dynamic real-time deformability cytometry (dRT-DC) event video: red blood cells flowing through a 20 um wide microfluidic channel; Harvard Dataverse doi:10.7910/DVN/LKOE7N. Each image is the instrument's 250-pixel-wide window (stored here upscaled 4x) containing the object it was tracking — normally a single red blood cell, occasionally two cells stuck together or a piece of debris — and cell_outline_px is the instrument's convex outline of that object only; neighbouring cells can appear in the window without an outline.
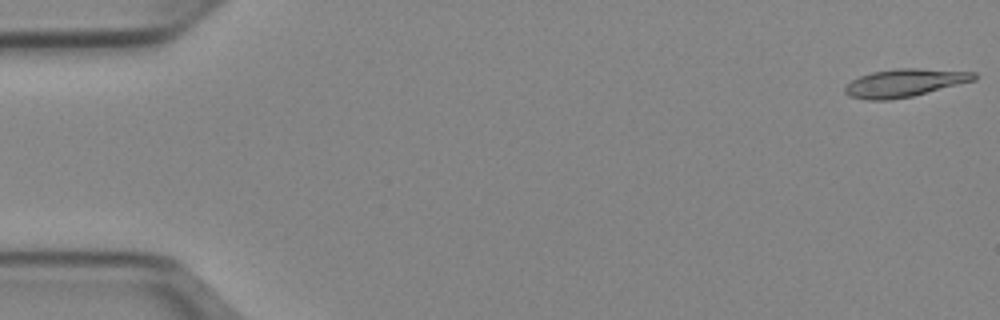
{"species": "Egyptian fruit bat (a non-hibernating species)", "species_latin": "Rousettus aegyptiacus", "temperature_condition": "cold", "stored_images_in_passage": 51, "camera_frame_rate_fps": 3000, "um_per_image_px": 0.085, "animal": {"sex": "female"}, "frame": {"image": 1, "passage_image": 1, "time_ms": 0.0, "image_size_px": [1000, 320], "cell_outline_px": [[976, 80], [912, 96], [888, 100], [868, 100], [848, 96], [844, 92], [844, 84], [860, 76], [872, 72], [896, 68], [920, 68], [976, 72]], "centroid_in_image_um": [76.86, 7.04], "position_along_channel_um": 8.1, "area_um2": 21.1}}
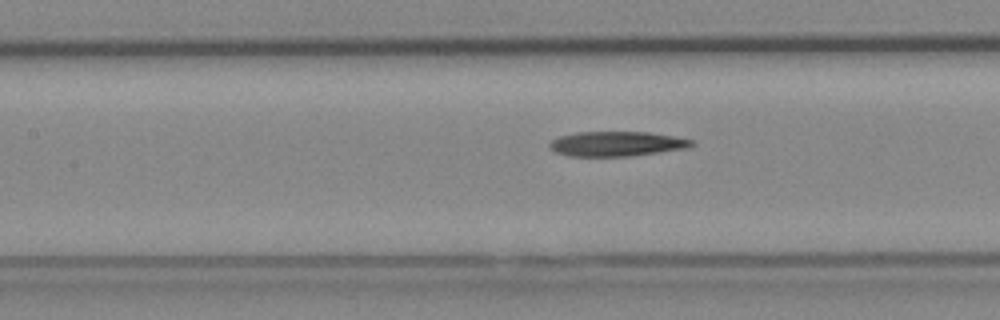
{"frame": {"image": 2, "passage_image": 23, "time_ms": 7.333, "image_size_px": [1000, 320], "cell_outline_px": [[696, 144], [688, 148], [660, 152], [628, 156], [568, 156], [556, 152], [548, 144], [552, 140], [560, 136], [576, 132], [648, 132], [696, 140]], "centroid_in_image_um": [52.46, 12.22], "position_along_channel_um": 154.9, "area_um2": 20.52}}
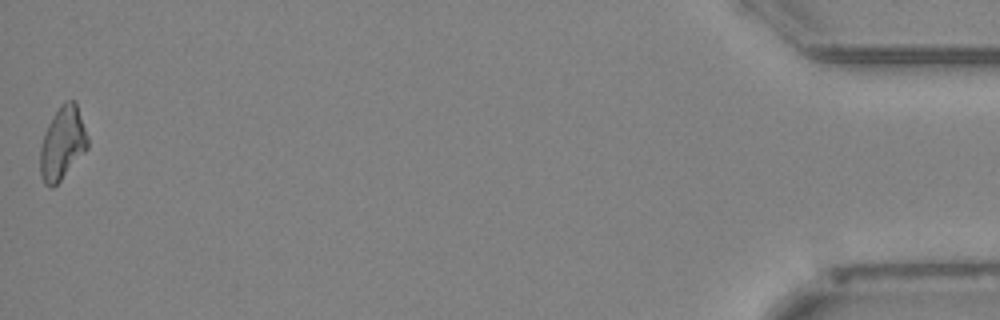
{"frame": {"image": 3, "passage_image": 51, "time_ms": 16.667, "image_size_px": [1000, 320], "cell_outline_px": [[88, 148], [60, 180], [52, 188], [48, 188], [44, 184], [40, 176], [40, 148], [44, 132], [48, 124], [60, 104], [64, 100], [76, 100], [88, 136]], "centroid_in_image_um": [5.3, 12.15], "position_along_channel_um": 429.9, "area_um2": 20.35}}